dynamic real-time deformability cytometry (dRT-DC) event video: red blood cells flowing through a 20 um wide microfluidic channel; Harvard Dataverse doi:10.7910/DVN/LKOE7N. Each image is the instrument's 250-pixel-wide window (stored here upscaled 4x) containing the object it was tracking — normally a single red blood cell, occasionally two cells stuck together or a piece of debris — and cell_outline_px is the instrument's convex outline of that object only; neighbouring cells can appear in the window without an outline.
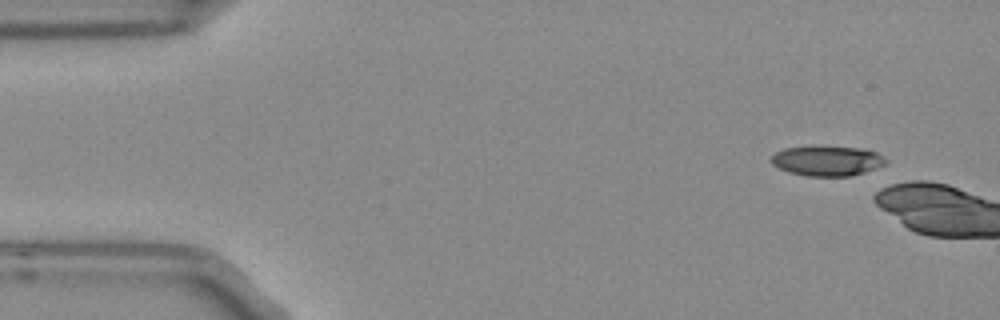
{"species": "Egyptian fruit bat (a non-hibernating species)", "species_latin": "Rousettus aegyptiacus", "temperature_condition": "room temperature", "stored_images_in_passage": 3, "camera_frame_rate_fps": 3000, "um_per_image_px": 0.085, "frame": {"image": 1, "passage_image": 1, "time_ms": 0.0, "image_size_px": [1000, 320], "cell_outline_px": [[888, 164], [852, 176], [804, 176], [788, 172], [772, 164], [768, 160], [776, 152], [784, 148], [812, 144], [824, 144], [864, 148], [876, 152], [884, 156], [888, 160]], "centroid_in_image_um": [70.31, 13.62], "position_along_channel_um": 14.7, "area_um2": 21.1}}